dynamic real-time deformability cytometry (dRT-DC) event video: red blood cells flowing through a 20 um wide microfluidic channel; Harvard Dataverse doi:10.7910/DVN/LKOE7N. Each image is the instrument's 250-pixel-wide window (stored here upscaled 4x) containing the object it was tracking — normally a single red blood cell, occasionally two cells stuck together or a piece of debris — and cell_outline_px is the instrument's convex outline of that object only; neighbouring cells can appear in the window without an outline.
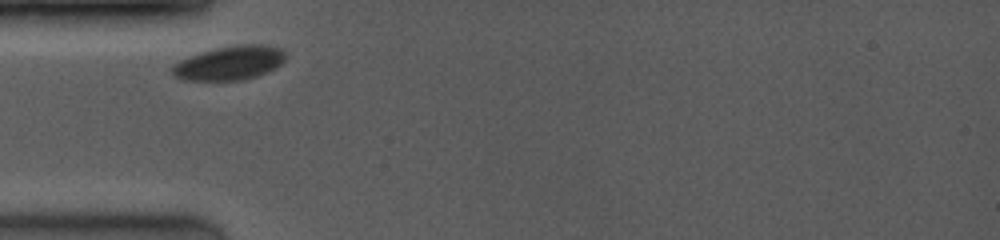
{"species": "common noctule bat (a hibernating species)", "species_latin": "Nyctalus noctula", "temperature_condition": "room temperature", "stored_images_in_passage": 24, "camera_frame_rate_fps": 4000, "um_per_image_px": 0.085, "animal": {"sex": "female", "body_mass_g": 19.0, "forearm_length_mm": 53.3}, "frame": {"image": 1, "passage_image": 1, "time_ms": 0.0, "image_size_px": [1000, 240], "cell_outline_px": [[284, 60], [280, 64], [256, 76], [240, 80], [188, 80], [176, 76], [172, 72], [172, 68], [180, 60], [188, 56], [200, 52], [216, 48], [240, 44], [264, 44], [280, 48], [284, 52]], "centroid_in_image_um": [19.51, 5.33], "position_along_channel_um": 65.5, "area_um2": 22.02}}
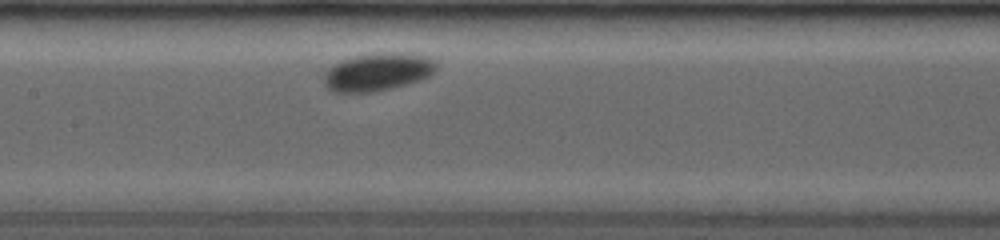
{"frame": {"image": 2, "passage_image": 9, "time_ms": 2.0, "image_size_px": [1000, 240], "cell_outline_px": [[432, 72], [416, 80], [388, 88], [368, 92], [332, 92], [328, 88], [324, 76], [336, 64], [356, 56], [380, 52], [400, 52], [424, 56], [432, 60]], "centroid_in_image_um": [32.05, 6.1], "position_along_channel_um": 175.4, "area_um2": 23.35}}
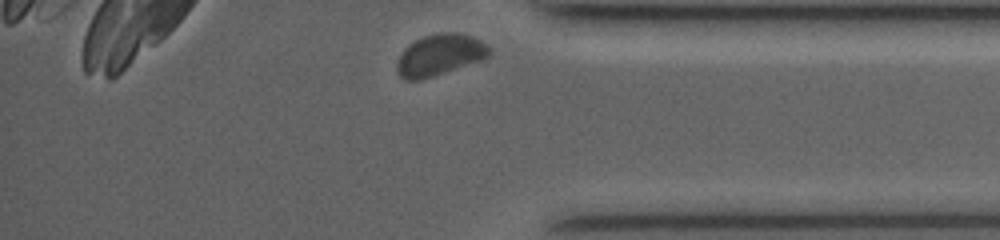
{"frame": {"image": 3, "passage_image": 24, "time_ms": 5.75, "image_size_px": [1000, 240], "cell_outline_px": [[492, 52], [488, 56], [480, 60], [420, 80], [404, 80], [396, 72], [396, 64], [404, 48], [416, 40], [424, 36], [440, 32], [456, 32], [472, 36], [480, 40]], "centroid_in_image_um": [37.34, 4.66], "position_along_channel_um": 397.9, "area_um2": 21.91}}